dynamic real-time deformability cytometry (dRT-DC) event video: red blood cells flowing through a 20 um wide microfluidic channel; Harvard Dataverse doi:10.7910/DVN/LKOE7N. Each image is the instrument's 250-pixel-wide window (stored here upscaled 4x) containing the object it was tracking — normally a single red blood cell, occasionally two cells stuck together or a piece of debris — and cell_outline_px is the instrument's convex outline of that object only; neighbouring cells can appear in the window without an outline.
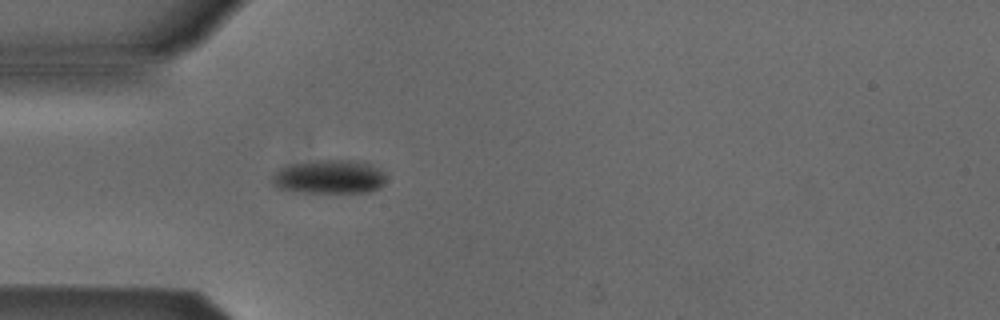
{"species": "Egyptian fruit bat (a non-hibernating species)", "species_latin": "Rousettus aegyptiacus", "temperature_condition": "cold", "stored_images_in_passage": 4, "camera_frame_rate_fps": 3000, "um_per_image_px": 0.085, "animal": {"sex": "male"}, "frame": {"image": 1, "passage_image": 4, "time_ms": 4.667, "image_size_px": [1000, 320], "cell_outline_px": [[384, 184], [380, 188], [368, 192], [304, 192], [276, 188], [272, 180], [272, 176], [280, 168], [288, 164], [316, 160], [348, 160], [368, 164], [384, 172]], "centroid_in_image_um": [27.96, 15.03], "position_along_channel_um": 57.0, "area_um2": 22.25}}